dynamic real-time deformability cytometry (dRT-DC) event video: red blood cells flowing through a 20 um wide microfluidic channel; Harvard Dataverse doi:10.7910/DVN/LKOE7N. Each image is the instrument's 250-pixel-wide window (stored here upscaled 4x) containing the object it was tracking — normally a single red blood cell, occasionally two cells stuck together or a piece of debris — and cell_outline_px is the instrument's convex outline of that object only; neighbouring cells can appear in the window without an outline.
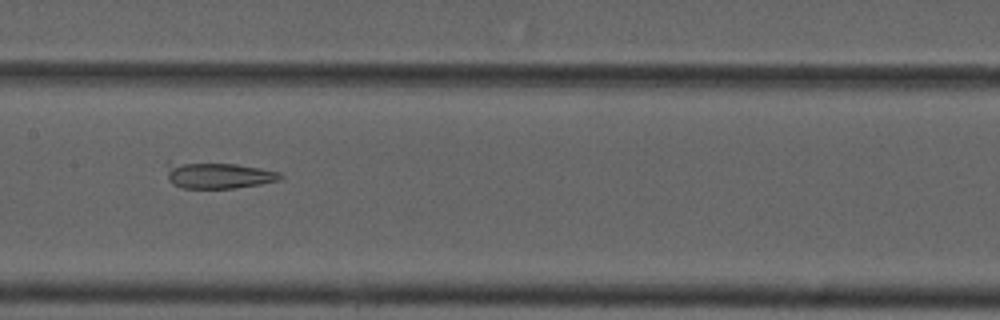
{"species": "common noctule bat (a hibernating species)", "species_latin": "Nyctalus noctula", "temperature_condition": "cold", "stored_images_in_passage": 9, "camera_frame_rate_fps": 3000, "um_per_image_px": 0.085, "animal": {"sex": "male", "forearm_length_mm": 52.5}, "frame": {"image": 1, "passage_image": 8, "time_ms": 8.0, "image_size_px": [1000, 320], "cell_outline_px": [[284, 176], [280, 180], [260, 184], [236, 188], [184, 188], [172, 184], [168, 180], [164, 164], [168, 160], [236, 164], [260, 168], [280, 172]], "centroid_in_image_um": [18.45, 14.87], "position_along_channel_um": 189.0, "area_um2": 18.03}}
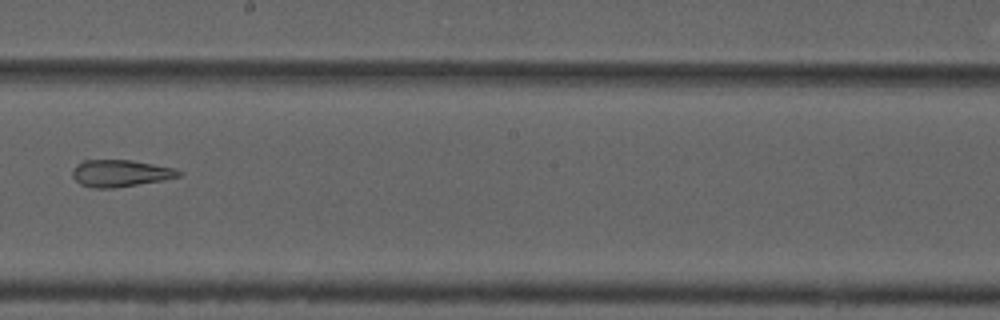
{"frame": {"image": 2, "passage_image": 9, "time_ms": 9.333, "image_size_px": [1000, 320], "cell_outline_px": [[184, 172], [180, 176], [164, 180], [116, 188], [92, 188], [80, 184], [72, 176], [72, 168], [76, 164], [84, 160], [132, 160], [176, 168]], "centroid_in_image_um": [10.24, 14.73], "position_along_channel_um": 238.0, "area_um2": 16.94}}